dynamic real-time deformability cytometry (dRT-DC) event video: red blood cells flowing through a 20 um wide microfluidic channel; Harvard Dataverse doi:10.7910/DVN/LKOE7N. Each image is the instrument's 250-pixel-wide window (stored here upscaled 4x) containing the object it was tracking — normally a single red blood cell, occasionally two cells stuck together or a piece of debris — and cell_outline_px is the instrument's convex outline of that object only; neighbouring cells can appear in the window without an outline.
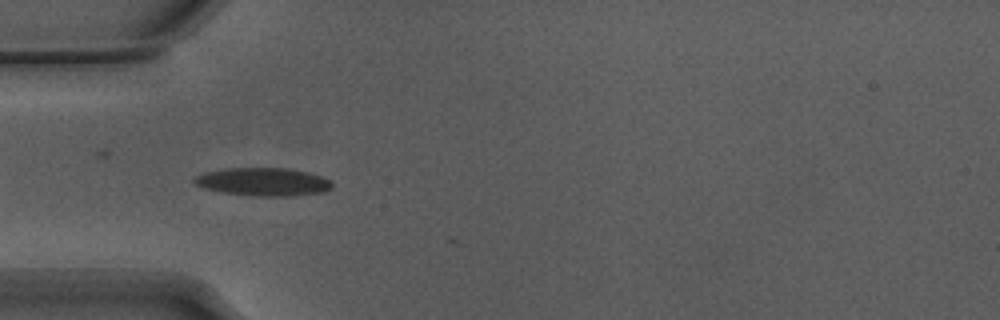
{"species": "Egyptian fruit bat (a non-hibernating species)", "species_latin": "Rousettus aegyptiacus", "temperature_condition": "warm", "stored_images_in_passage": 7, "camera_frame_rate_fps": 3000, "um_per_image_px": 0.085, "animal": {"sex": "male"}, "frame": {"image": 1, "passage_image": 3, "time_ms": 0.667, "image_size_px": [1000, 320], "cell_outline_px": [[332, 188], [324, 192], [292, 196], [248, 196], [220, 192], [204, 188], [196, 184], [192, 180], [196, 176], [204, 172], [228, 168], [288, 168], [308, 172], [320, 176], [328, 180], [332, 184]], "centroid_in_image_um": [22.35, 15.46], "position_along_channel_um": 62.6, "area_um2": 22.66}}
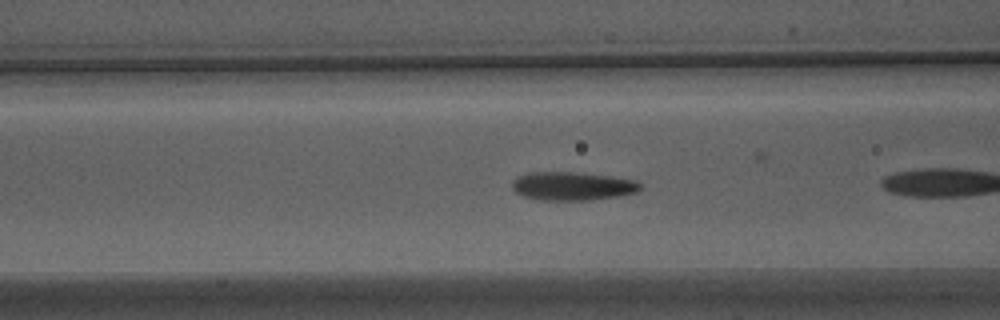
{"frame": {"image": 2, "passage_image": 5, "time_ms": 1.333, "image_size_px": [1000, 320], "cell_outline_px": [[644, 188], [636, 192], [616, 196], [592, 200], [540, 200], [524, 196], [516, 192], [512, 188], [512, 180], [528, 172], [572, 172], [608, 176], [636, 180]], "centroid_in_image_um": [48.65, 15.82], "position_along_channel_um": 117.9, "area_um2": 21.15}}